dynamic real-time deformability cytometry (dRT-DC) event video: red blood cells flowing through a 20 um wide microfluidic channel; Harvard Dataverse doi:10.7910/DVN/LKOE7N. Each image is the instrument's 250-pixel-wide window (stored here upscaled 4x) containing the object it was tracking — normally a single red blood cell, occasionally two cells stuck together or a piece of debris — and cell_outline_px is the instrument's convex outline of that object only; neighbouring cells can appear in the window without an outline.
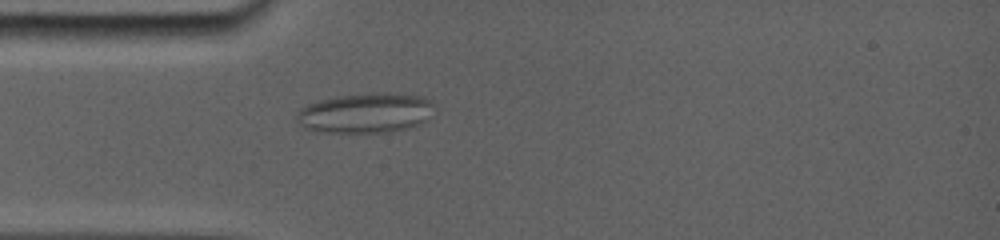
{"species": "common noctule bat (a hibernating species)", "species_latin": "Nyctalus noctula", "temperature_condition": "room temperature", "stored_images_in_passage": 39, "camera_frame_rate_fps": 5000, "um_per_image_px": 0.085, "animal": {"sex": "female", "body_mass_g": 19.0, "forearm_length_mm": 56.7}, "frame": {"image": 1, "passage_image": 12, "time_ms": 4.6, "image_size_px": [1000, 240], "cell_outline_px": [[432, 104], [424, 120], [416, 124], [396, 128], [312, 128], [304, 124], [296, 116], [296, 112], [300, 108], [316, 100], [336, 96], [372, 92], [396, 92], [424, 96], [432, 100]], "centroid_in_image_um": [31.11, 9.43], "position_along_channel_um": 53.9, "area_um2": 29.19}}
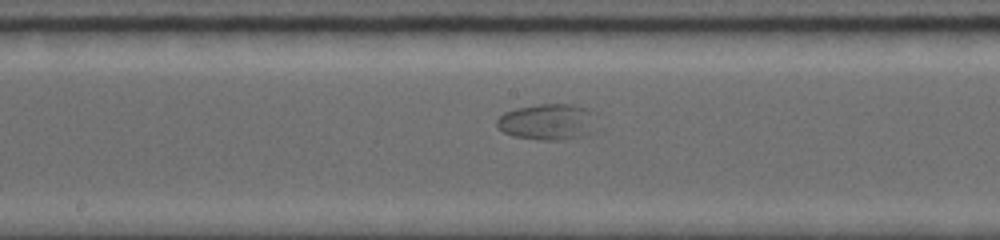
{"frame": {"image": 2, "passage_image": 21, "time_ms": 8.8, "image_size_px": [1000, 240], "cell_outline_px": [[588, 112], [572, 136], [548, 140], [516, 136], [504, 132], [496, 124], [496, 120], [504, 112], [516, 108], [540, 104], [572, 104], [588, 108]], "centroid_in_image_um": [46.14, 10.28], "position_along_channel_um": 202.1, "area_um2": 18.26}}
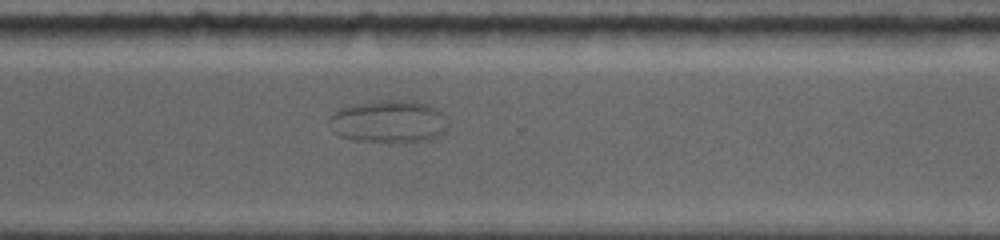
{"frame": {"image": 3, "passage_image": 30, "time_ms": 12.6, "image_size_px": [1000, 240], "cell_outline_px": [[448, 128], [444, 132], [428, 140], [404, 144], [352, 140], [340, 136], [332, 132], [328, 120], [328, 116], [344, 108], [360, 104], [388, 100], [404, 100], [428, 104], [436, 108], [440, 112], [448, 124]], "centroid_in_image_um": [33.05, 10.38], "position_along_channel_um": 337.6, "area_um2": 29.59}}